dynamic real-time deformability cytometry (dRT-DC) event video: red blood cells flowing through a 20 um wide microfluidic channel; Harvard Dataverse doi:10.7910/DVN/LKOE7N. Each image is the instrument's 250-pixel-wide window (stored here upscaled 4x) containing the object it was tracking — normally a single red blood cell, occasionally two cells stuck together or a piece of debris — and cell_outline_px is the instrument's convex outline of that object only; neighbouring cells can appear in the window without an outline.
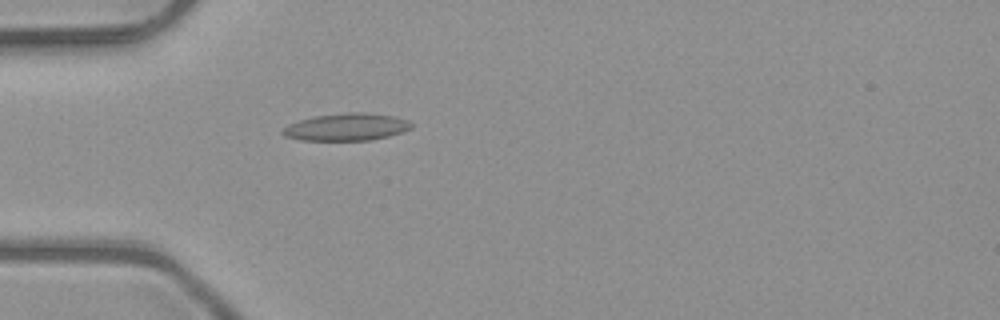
{"species": "common noctule bat (a hibernating species)", "species_latin": "Nyctalus noctula", "temperature_condition": "room temperature", "stored_images_in_passage": 2, "camera_frame_rate_fps": 3000, "um_per_image_px": 0.085, "animal": {"sex": "male", "body_mass_g": 23.1, "forearm_length_mm": 52.7}, "frame": {"image": 1, "passage_image": 2, "time_ms": 0.333, "image_size_px": [1000, 320], "cell_outline_px": [[412, 128], [404, 132], [372, 140], [300, 140], [284, 136], [280, 132], [288, 124], [300, 120], [316, 116], [348, 112], [364, 112], [392, 116], [408, 120], [412, 124]], "centroid_in_image_um": [29.46, 10.8], "position_along_channel_um": 55.5, "area_um2": 20.46}}